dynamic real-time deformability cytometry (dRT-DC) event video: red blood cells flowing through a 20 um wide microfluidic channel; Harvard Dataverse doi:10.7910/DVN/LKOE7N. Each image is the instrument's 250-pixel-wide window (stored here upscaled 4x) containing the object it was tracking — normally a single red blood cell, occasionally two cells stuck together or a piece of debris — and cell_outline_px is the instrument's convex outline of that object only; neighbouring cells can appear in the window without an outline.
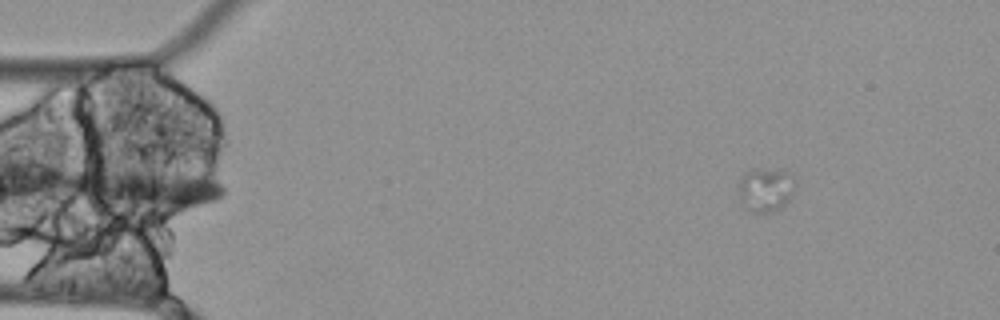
{"species": "Egyptian fruit bat (a non-hibernating species)", "species_latin": "Rousettus aegyptiacus", "temperature_condition": "cold", "stored_images_in_passage": 32, "camera_frame_rate_fps": 3000, "um_per_image_px": 0.085, "animal": {"sex": "female"}, "frame": {"image": 1, "passage_image": 1, "time_ms": 0.0, "image_size_px": [1000, 320], "cell_outline_px": [[796, 180], [792, 192], [788, 200], [780, 208], [768, 212], [756, 212], [752, 208], [740, 192], [740, 180], [744, 172], [752, 168], [784, 168]], "centroid_in_image_um": [65.17, 15.99], "position_along_channel_um": 19.8, "area_um2": 13.99}}